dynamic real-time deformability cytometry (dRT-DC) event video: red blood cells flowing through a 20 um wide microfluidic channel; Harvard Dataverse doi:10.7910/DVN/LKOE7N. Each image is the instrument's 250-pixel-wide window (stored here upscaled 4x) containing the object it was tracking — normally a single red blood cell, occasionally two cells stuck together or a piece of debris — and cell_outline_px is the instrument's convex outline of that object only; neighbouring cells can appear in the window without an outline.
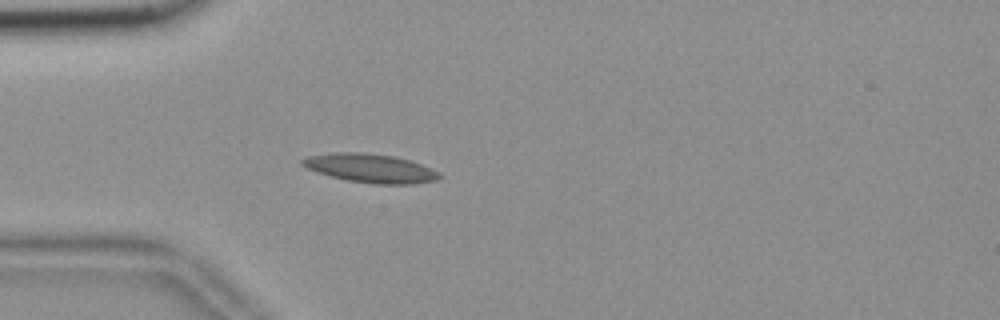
{"species": "common noctule bat (a hibernating species)", "species_latin": "Nyctalus noctula", "temperature_condition": "room temperature", "stored_images_in_passage": 4, "camera_frame_rate_fps": 3000, "um_per_image_px": 0.085, "animal": {"sex": "female", "body_mass_g": 18.4}, "frame": {"image": 1, "passage_image": 1, "time_ms": 0.0, "image_size_px": [1000, 320], "cell_outline_px": [[440, 176], [436, 180], [412, 184], [372, 184], [348, 180], [316, 172], [300, 164], [300, 160], [308, 156], [336, 152], [360, 152], [392, 156], [408, 160], [420, 164], [436, 172]], "centroid_in_image_um": [31.42, 14.3], "position_along_channel_um": 53.6, "area_um2": 22.54}}